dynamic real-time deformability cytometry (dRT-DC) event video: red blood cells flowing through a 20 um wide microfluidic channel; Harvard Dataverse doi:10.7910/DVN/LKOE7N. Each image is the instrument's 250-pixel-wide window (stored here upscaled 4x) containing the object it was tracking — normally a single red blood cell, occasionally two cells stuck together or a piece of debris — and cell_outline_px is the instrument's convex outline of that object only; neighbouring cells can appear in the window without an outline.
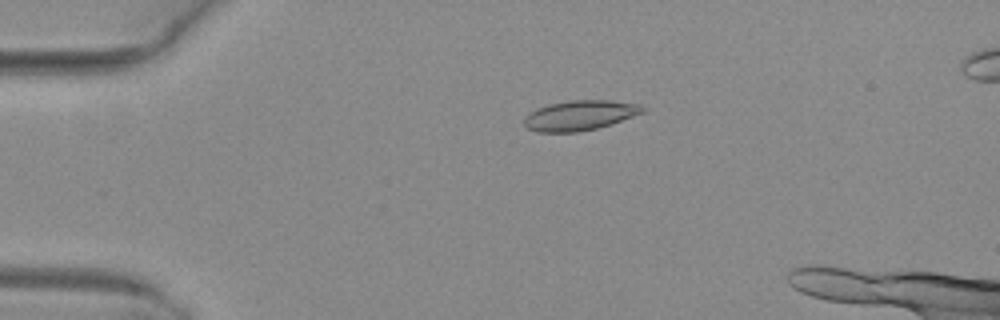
{"species": "common noctule bat (a hibernating species)", "species_latin": "Nyctalus noctula", "temperature_condition": "warm", "stored_images_in_passage": 6, "camera_frame_rate_fps": 3000, "um_per_image_px": 0.085, "animal": {"sex": "female", "body_mass_g": 29.2, "forearm_length_mm": 56.3}, "frame": {"image": 1, "passage_image": 4, "time_ms": 1.0, "image_size_px": [1000, 320], "cell_outline_px": [[644, 112], [612, 124], [580, 132], [536, 132], [528, 128], [524, 124], [524, 116], [528, 112], [536, 108], [548, 104], [572, 100], [612, 100], [640, 104], [644, 108]], "centroid_in_image_um": [49.26, 9.8], "position_along_channel_um": 35.7, "area_um2": 20.87}}